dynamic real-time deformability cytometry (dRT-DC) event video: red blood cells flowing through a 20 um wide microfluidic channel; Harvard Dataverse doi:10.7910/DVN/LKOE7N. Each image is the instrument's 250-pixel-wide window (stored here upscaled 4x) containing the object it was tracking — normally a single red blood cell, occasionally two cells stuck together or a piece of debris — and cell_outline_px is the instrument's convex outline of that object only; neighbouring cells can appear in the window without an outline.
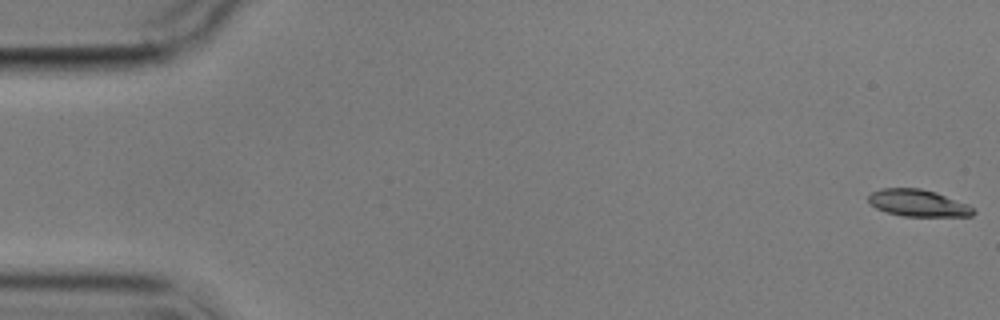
{"species": "common noctule bat (a hibernating species)", "species_latin": "Nyctalus noctula", "temperature_condition": "cold", "stored_images_in_passage": 5, "camera_frame_rate_fps": 3000, "um_per_image_px": 0.085, "animal": {"sex": "male", "body_mass_g": 17.9}, "frame": {"image": 1, "passage_image": 1, "time_ms": 0.0, "image_size_px": [1000, 320], "cell_outline_px": [[976, 212], [972, 216], [904, 216], [888, 212], [876, 208], [868, 200], [868, 196], [872, 192], [880, 188], [920, 188], [936, 192], [968, 204]], "centroid_in_image_um": [78.04, 17.25], "position_along_channel_um": 7.0, "area_um2": 16.36}}